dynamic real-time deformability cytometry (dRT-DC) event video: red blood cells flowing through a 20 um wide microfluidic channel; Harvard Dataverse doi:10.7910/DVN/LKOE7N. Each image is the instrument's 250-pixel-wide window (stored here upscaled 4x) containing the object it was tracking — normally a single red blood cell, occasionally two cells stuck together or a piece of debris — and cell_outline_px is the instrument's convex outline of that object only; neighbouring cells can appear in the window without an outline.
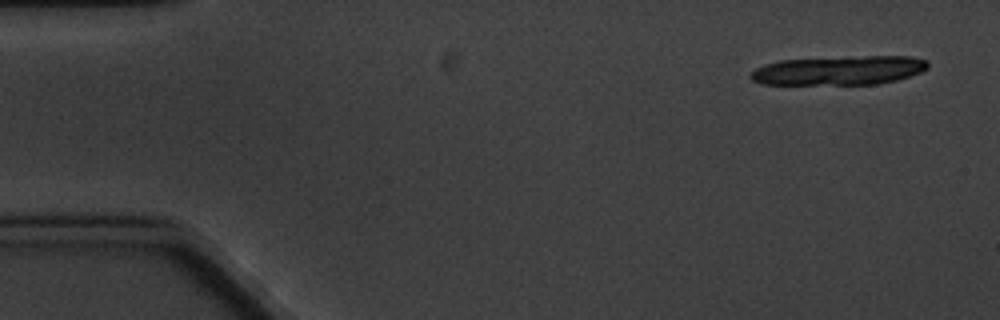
{"species": "common noctule bat (a hibernating species)", "species_latin": "Nyctalus noctula", "temperature_condition": "cold", "stored_images_in_passage": 6, "camera_frame_rate_fps": 3000, "um_per_image_px": 0.085, "animal": {"sex": "male", "body_mass_g": 20.1, "forearm_length_mm": 53.5}, "frame": {"image": 1, "passage_image": 1, "time_ms": 0.0, "image_size_px": [1000, 320], "cell_outline_px": [[928, 68], [920, 72], [896, 80], [880, 84], [760, 84], [752, 80], [748, 76], [756, 68], [764, 64], [780, 60], [848, 56], [908, 56], [928, 60]], "centroid_in_image_um": [71.3, 5.98], "position_along_channel_um": 13.7, "area_um2": 30.23}}